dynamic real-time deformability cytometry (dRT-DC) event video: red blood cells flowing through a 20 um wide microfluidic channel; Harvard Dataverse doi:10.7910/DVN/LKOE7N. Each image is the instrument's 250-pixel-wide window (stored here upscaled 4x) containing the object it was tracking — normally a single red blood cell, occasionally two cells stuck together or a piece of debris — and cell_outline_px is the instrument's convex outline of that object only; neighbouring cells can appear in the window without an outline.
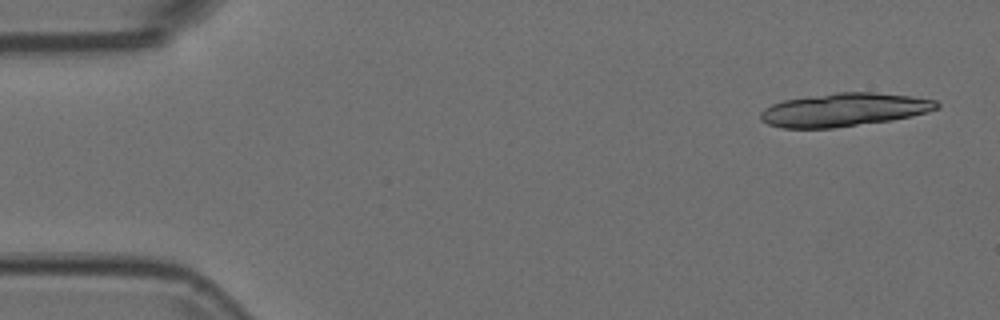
{"species": "Egyptian fruit bat (a non-hibernating species)", "species_latin": "Rousettus aegyptiacus", "temperature_condition": "room temperature", "stored_images_in_passage": 17, "camera_frame_rate_fps": 3000, "um_per_image_px": 0.085, "animal": {"sex": "female"}, "frame": {"image": 1, "passage_image": 2, "time_ms": 0.333, "image_size_px": [1000, 320], "cell_outline_px": [[940, 108], [928, 112], [912, 116], [892, 120], [832, 128], [780, 128], [768, 124], [760, 120], [760, 112], [764, 108], [772, 104], [784, 100], [836, 92], [872, 92], [912, 96], [936, 100], [940, 104]], "centroid_in_image_um": [71.76, 9.33], "position_along_channel_um": 13.2, "area_um2": 34.33}}